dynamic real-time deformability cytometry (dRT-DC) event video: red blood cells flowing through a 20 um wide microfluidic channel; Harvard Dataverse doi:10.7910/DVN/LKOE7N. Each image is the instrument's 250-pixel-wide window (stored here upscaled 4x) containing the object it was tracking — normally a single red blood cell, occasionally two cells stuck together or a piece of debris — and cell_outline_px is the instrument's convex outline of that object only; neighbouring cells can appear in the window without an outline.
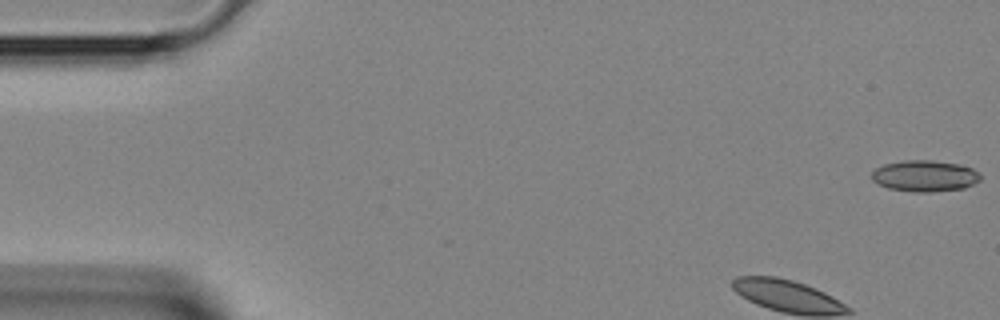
{"species": "Egyptian fruit bat (a non-hibernating species)", "species_latin": "Rousettus aegyptiacus", "temperature_condition": "room temperature", "stored_images_in_passage": 3, "camera_frame_rate_fps": 3000, "um_per_image_px": 0.085, "animal": {"sex": "female"}, "frame": {"image": 1, "passage_image": 1, "time_ms": 0.0, "image_size_px": [1000, 320], "cell_outline_px": [[980, 180], [964, 188], [928, 192], [916, 192], [888, 188], [876, 184], [872, 180], [872, 172], [876, 168], [884, 164], [904, 160], [932, 160], [960, 164], [972, 168], [980, 176]], "centroid_in_image_um": [78.57, 14.95], "position_along_channel_um": 6.4, "area_um2": 19.77}}
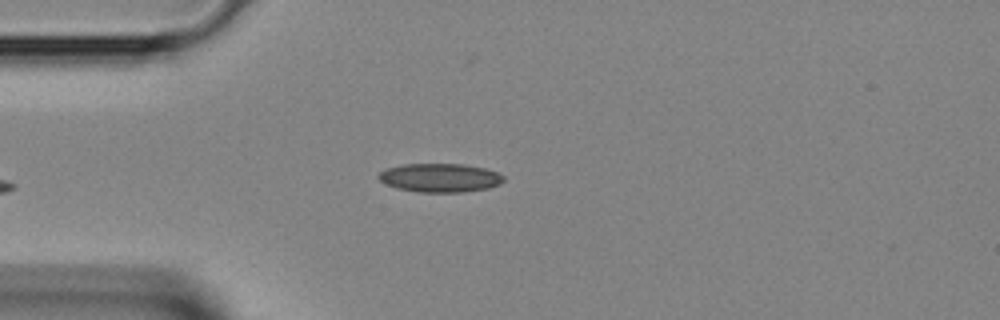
{"frame": {"image": 2, "passage_image": 3, "time_ms": 0.667, "image_size_px": [1000, 320], "cell_outline_px": [[504, 180], [500, 184], [488, 188], [464, 192], [416, 192], [396, 188], [384, 184], [376, 176], [384, 168], [400, 164], [464, 164], [484, 168], [496, 172], [504, 176]], "centroid_in_image_um": [37.35, 15.11], "position_along_channel_um": 47.7, "area_um2": 21.15}}